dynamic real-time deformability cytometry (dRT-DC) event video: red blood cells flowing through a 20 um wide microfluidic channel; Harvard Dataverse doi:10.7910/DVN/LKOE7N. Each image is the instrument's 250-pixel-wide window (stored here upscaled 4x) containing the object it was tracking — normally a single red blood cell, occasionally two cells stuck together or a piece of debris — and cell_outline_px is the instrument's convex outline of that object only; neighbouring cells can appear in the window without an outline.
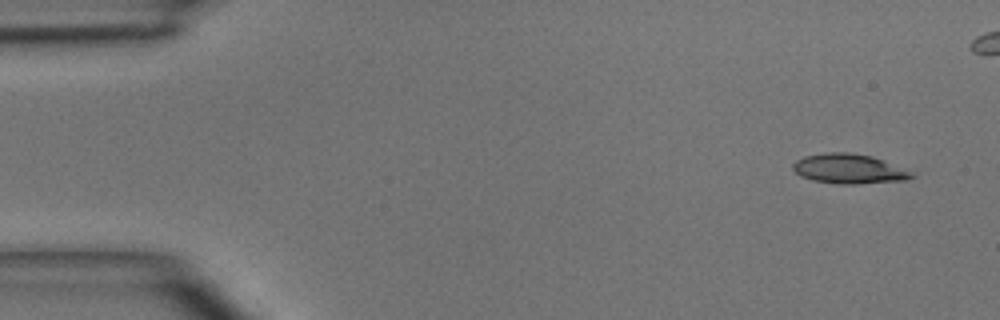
{"species": "common noctule bat (a hibernating species)", "species_latin": "Nyctalus noctula", "temperature_condition": "room temperature", "stored_images_in_passage": 5, "camera_frame_rate_fps": 3000, "um_per_image_px": 0.085, "animal": {"sex": "male", "body_mass_g": 15.6}, "frame": {"image": 1, "passage_image": 1, "time_ms": 0.0, "image_size_px": [1000, 320], "cell_outline_px": [[916, 176], [904, 180], [856, 184], [840, 184], [812, 180], [800, 176], [792, 168], [792, 164], [796, 160], [804, 156], [828, 152], [848, 152], [872, 156], [908, 172]], "centroid_in_image_um": [72.06, 14.35], "position_along_channel_um": 12.9, "area_um2": 20.11}}